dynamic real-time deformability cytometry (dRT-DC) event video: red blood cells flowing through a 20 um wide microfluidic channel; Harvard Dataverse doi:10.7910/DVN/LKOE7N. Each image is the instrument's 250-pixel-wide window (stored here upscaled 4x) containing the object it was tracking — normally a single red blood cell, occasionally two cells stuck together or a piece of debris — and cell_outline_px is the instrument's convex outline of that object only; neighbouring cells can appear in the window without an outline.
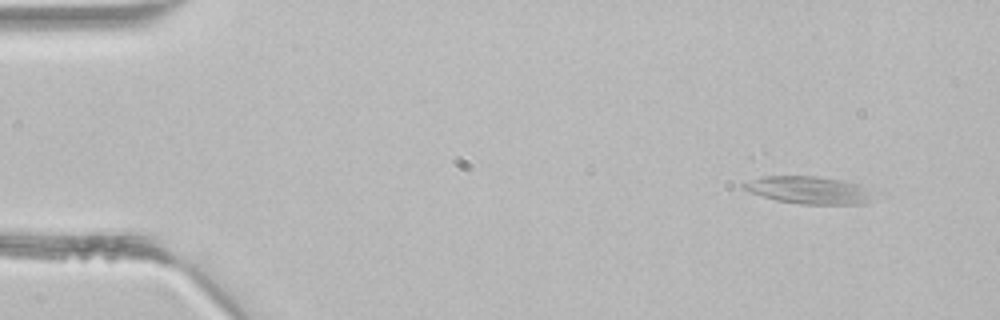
{"species": "common noctule bat (a hibernating species)", "species_latin": "Nyctalus noctula", "temperature_condition": "room temperature", "stored_images_in_passage": 4, "camera_frame_rate_fps": 3000, "um_per_image_px": 0.085, "animal": {"sex": "male", "body_mass_g": 21.5, "forearm_length_mm": 52.0}, "frame": {"image": 1, "passage_image": 2, "time_ms": 0.333, "image_size_px": [1000, 320], "cell_outline_px": [[876, 200], [864, 204], [800, 204], [776, 200], [748, 192], [740, 184], [764, 176], [816, 176], [840, 180], [856, 184], [864, 188]], "centroid_in_image_um": [68.73, 16.17], "position_along_channel_um": 16.3, "area_um2": 20.58}}
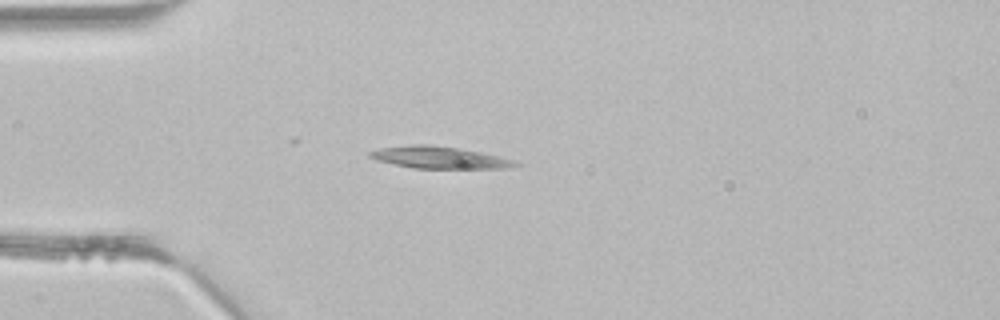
{"frame": {"image": 2, "passage_image": 4, "time_ms": 1.0, "image_size_px": [1000, 320], "cell_outline_px": [[520, 164], [508, 168], [412, 168], [380, 160], [368, 156], [368, 152], [380, 148], [412, 144], [428, 144], [460, 148], [500, 156], [512, 160]], "centroid_in_image_um": [37.35, 13.37], "position_along_channel_um": 47.7, "area_um2": 18.38}}